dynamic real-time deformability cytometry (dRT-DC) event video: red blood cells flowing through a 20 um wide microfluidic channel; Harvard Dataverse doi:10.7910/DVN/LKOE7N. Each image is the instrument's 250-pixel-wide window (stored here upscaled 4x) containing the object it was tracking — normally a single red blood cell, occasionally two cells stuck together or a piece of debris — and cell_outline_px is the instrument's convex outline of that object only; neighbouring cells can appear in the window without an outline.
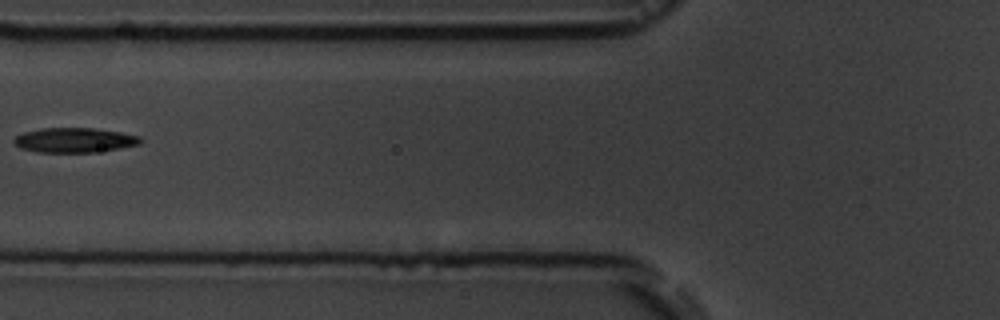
{"species": "common noctule bat (a hibernating species)", "species_latin": "Nyctalus noctula", "temperature_condition": "room temperature", "stored_images_in_passage": 7, "camera_frame_rate_fps": 3000, "um_per_image_px": 0.085, "animal": {"sex": "male", "body_mass_g": 19.5, "forearm_length_mm": 54.6}, "frame": {"image": 1, "passage_image": 6, "time_ms": 6.667, "image_size_px": [1000, 320], "cell_outline_px": [[144, 140], [140, 144], [120, 148], [92, 152], [36, 152], [20, 148], [12, 140], [16, 136], [24, 132], [40, 128], [92, 128], [120, 132], [140, 136]], "centroid_in_image_um": [6.33, 11.91], "position_along_channel_um": 119.5, "area_um2": 18.21}}
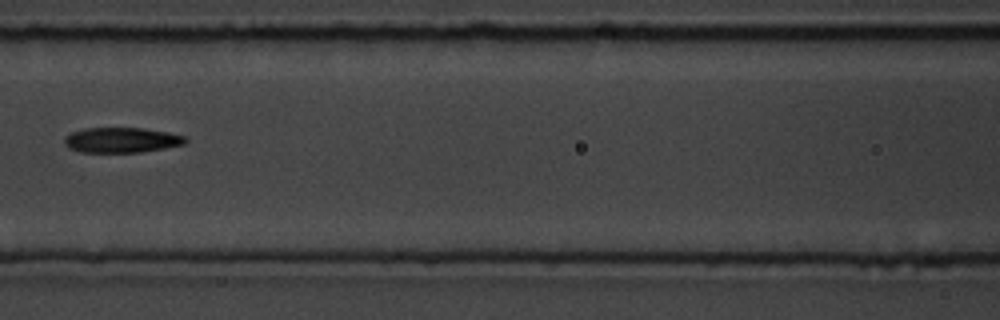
{"frame": {"image": 2, "passage_image": 7, "time_ms": 7.667, "image_size_px": [1000, 320], "cell_outline_px": [[188, 140], [184, 144], [164, 148], [140, 152], [80, 152], [68, 148], [64, 144], [64, 136], [72, 132], [84, 128], [144, 128], [168, 132], [184, 136]], "centroid_in_image_um": [10.3, 11.9], "position_along_channel_um": 156.3, "area_um2": 17.8}}